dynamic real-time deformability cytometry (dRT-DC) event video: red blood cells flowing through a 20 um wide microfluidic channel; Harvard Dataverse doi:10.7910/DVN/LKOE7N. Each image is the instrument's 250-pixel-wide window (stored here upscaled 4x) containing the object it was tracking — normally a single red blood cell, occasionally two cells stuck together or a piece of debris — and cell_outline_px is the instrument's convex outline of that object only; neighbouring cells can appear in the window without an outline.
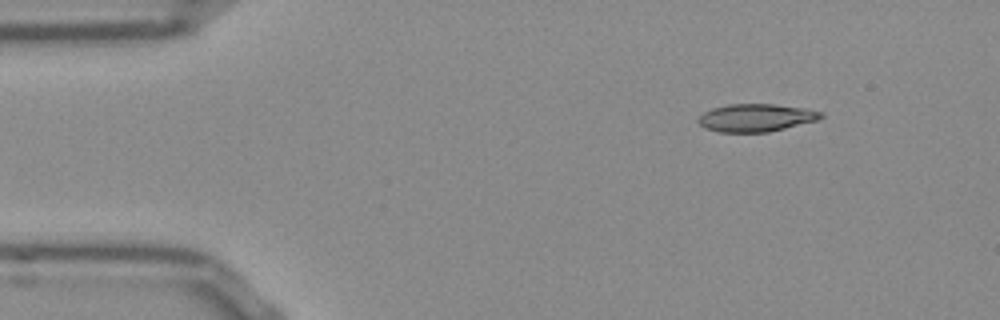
{"species": "Egyptian fruit bat (a non-hibernating species)", "species_latin": "Rousettus aegyptiacus", "temperature_condition": "room temperature", "stored_images_in_passage": 47, "camera_frame_rate_fps": 3000, "um_per_image_px": 0.085, "frame": {"image": 1, "passage_image": 1, "time_ms": 0.0, "image_size_px": [1000, 320], "cell_outline_px": [[824, 116], [816, 120], [768, 132], [720, 132], [708, 128], [700, 124], [696, 120], [704, 112], [712, 108], [728, 104], [772, 104], [804, 108], [824, 112]], "centroid_in_image_um": [64.26, 10.0], "position_along_channel_um": 20.7, "area_um2": 19.59}}
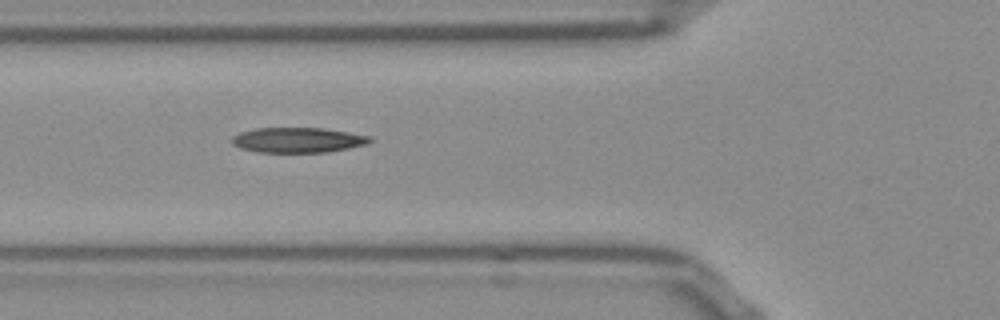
{"frame": {"image": 2, "passage_image": 13, "time_ms": 4.0, "image_size_px": [1000, 320], "cell_outline_px": [[372, 140], [364, 144], [348, 148], [328, 152], [256, 152], [240, 148], [232, 144], [232, 136], [240, 132], [256, 128], [320, 128], [348, 132], [372, 136]], "centroid_in_image_um": [25.28, 11.9], "position_along_channel_um": 100.5, "area_um2": 20.11}}
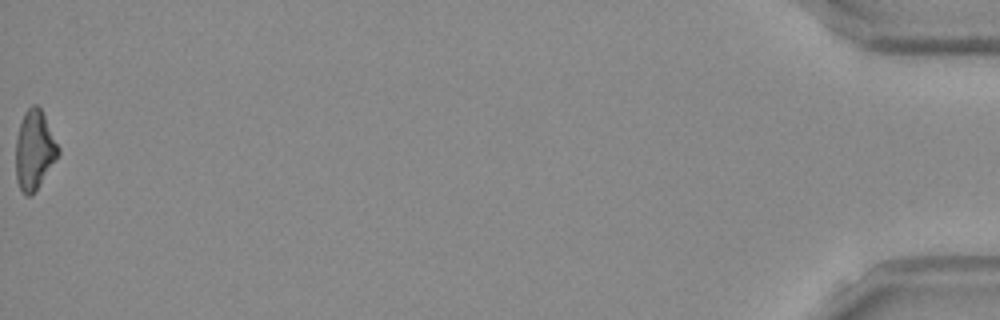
{"frame": {"image": 3, "passage_image": 47, "time_ms": 15.333, "image_size_px": [1000, 320], "cell_outline_px": [[60, 152], [32, 196], [24, 196], [16, 180], [16, 140], [20, 124], [24, 112], [32, 104], [36, 104], [40, 108], [60, 148]], "centroid_in_image_um": [2.91, 12.77], "position_along_channel_um": 432.3, "area_um2": 19.36}, "authors_computed_cell_mechanics": {"area_um2": 19.7676, "velocity_mm_per_s": 3.8686, "shape_relaxation_time_tau1_ms": null, "shape_relaxation_time_tau2_ms": 3.892, "deformation_change_tau1": null, "deformation_change_tau2": 0.1368}}